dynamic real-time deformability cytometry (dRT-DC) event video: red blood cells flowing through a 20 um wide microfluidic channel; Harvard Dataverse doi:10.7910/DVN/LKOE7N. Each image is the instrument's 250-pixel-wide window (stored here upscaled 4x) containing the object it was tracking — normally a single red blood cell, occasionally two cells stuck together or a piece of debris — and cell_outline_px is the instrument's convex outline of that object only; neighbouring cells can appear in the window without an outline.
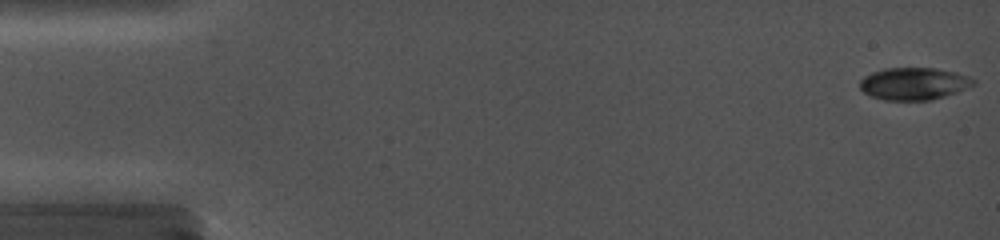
{"species": "common noctule bat (a hibernating species)", "species_latin": "Nyctalus noctula", "temperature_condition": "cold", "stored_images_in_passage": 46, "camera_frame_rate_fps": 5000, "um_per_image_px": 0.085, "animal": {"sex": "female", "body_mass_g": 19.0, "forearm_length_mm": 56.7}, "frame": {"image": 1, "passage_image": 1, "time_ms": 0.0, "image_size_px": [1000, 240], "cell_outline_px": [[976, 84], [956, 92], [932, 100], [884, 100], [872, 96], [864, 92], [860, 88], [860, 80], [864, 76], [872, 72], [884, 68], [936, 68], [956, 72], [968, 76], [976, 80]], "centroid_in_image_um": [77.68, 7.1], "position_along_channel_um": 7.3, "area_um2": 21.39}}
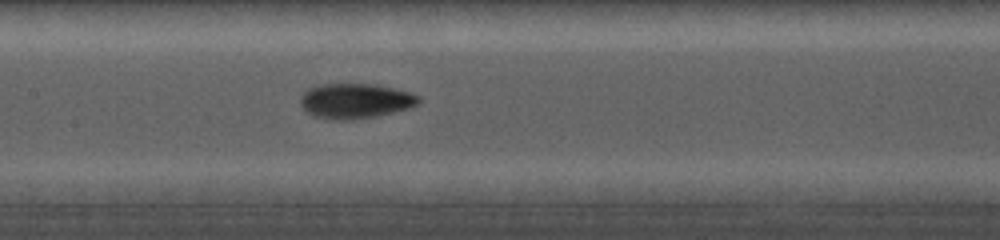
{"frame": {"image": 2, "passage_image": 24, "time_ms": 8.2, "image_size_px": [1000, 240], "cell_outline_px": [[420, 100], [412, 108], [376, 116], [352, 120], [328, 120], [312, 116], [304, 112], [300, 104], [300, 96], [308, 88], [320, 84], [376, 84], [412, 92], [420, 96]], "centroid_in_image_um": [30.18, 8.59], "position_along_channel_um": 177.2, "area_um2": 24.68}}
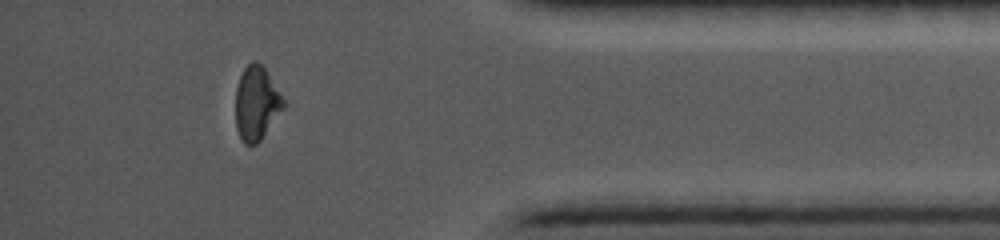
{"frame": {"image": 3, "passage_image": 42, "time_ms": 14.8, "image_size_px": [1000, 240], "cell_outline_px": [[284, 108], [260, 140], [256, 144], [244, 144], [236, 128], [236, 88], [240, 76], [244, 68], [252, 60], [256, 60], [264, 68], [284, 100]], "centroid_in_image_um": [21.78, 8.78], "position_along_channel_um": 413.4, "area_um2": 20.23}}